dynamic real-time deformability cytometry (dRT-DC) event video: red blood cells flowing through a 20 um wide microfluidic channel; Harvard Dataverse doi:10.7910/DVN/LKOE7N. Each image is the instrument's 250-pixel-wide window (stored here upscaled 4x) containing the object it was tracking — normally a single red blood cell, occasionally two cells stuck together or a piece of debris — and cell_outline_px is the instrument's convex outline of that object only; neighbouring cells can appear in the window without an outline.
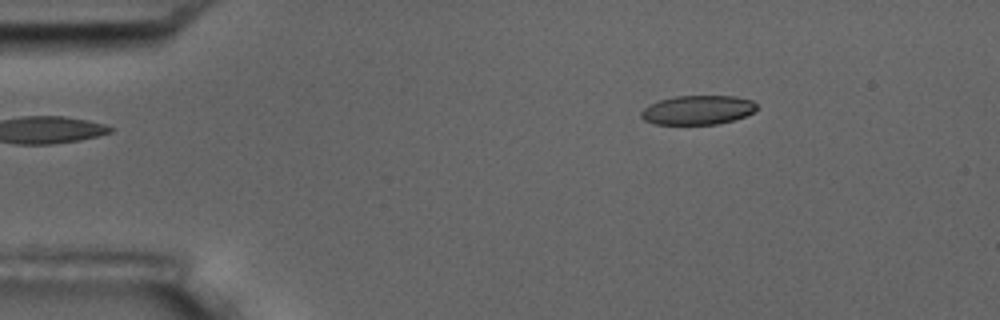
{"species": "common noctule bat (a hibernating species)", "species_latin": "Nyctalus noctula", "temperature_condition": "room temperature", "stored_images_in_passage": 4, "camera_frame_rate_fps": 3000, "um_per_image_px": 0.085, "animal": {"sex": "male", "body_mass_g": 17.5, "forearm_length_mm": 52.3}, "frame": {"image": 1, "passage_image": 1, "time_ms": 0.0, "image_size_px": [1000, 320], "cell_outline_px": [[756, 108], [752, 112], [744, 116], [732, 120], [716, 124], [656, 124], [644, 120], [640, 116], [640, 112], [648, 104], [660, 100], [676, 96], [736, 96], [752, 100], [756, 104]], "centroid_in_image_um": [59.27, 9.34], "position_along_channel_um": 25.7, "area_um2": 19.54}}
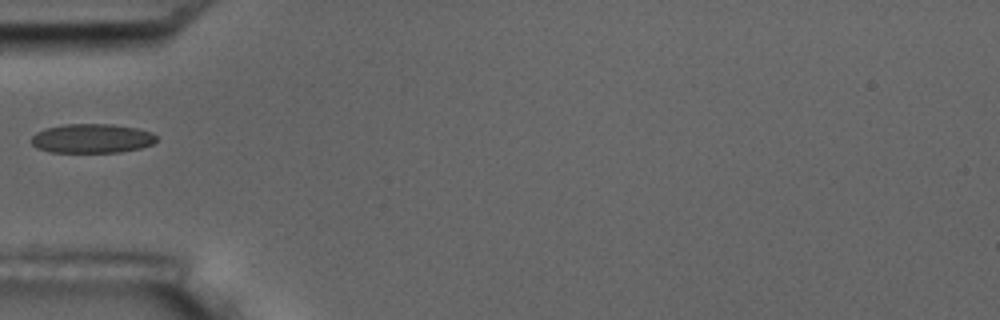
{"frame": {"image": 2, "passage_image": 4, "time_ms": 3.333, "image_size_px": [1000, 320], "cell_outline_px": [[156, 140], [152, 144], [140, 148], [120, 152], [52, 152], [36, 148], [32, 144], [32, 136], [36, 132], [48, 128], [64, 124], [112, 124], [136, 128], [152, 132], [156, 136]], "centroid_in_image_um": [7.81, 11.77], "position_along_channel_um": 77.2, "area_um2": 21.21}}